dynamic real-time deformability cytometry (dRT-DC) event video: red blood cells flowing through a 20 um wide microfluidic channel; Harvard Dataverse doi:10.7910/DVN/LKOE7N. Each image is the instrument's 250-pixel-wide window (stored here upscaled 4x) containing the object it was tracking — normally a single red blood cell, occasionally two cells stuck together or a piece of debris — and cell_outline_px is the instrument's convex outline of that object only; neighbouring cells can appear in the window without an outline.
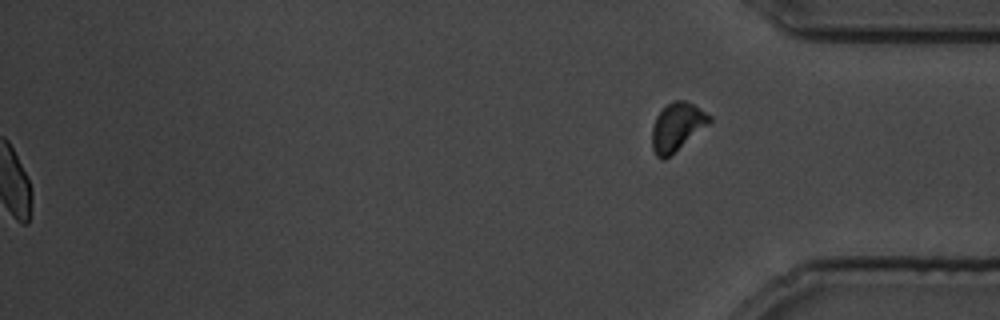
{"species": "common noctule bat (a hibernating species)", "species_latin": "Nyctalus noctula", "temperature_condition": "cold", "stored_images_in_passage": 128, "camera_frame_rate_fps": 3000, "um_per_image_px": 0.085, "animal": {"sex": "male", "body_mass_g": 19.5, "forearm_length_mm": 54.6}, "frame": {"image": 1, "passage_image": 128, "time_ms": 42.333, "image_size_px": [1000, 320], "cell_outline_px": [[712, 120], [708, 124], [664, 160], [660, 160], [656, 156], [652, 148], [652, 128], [656, 116], [672, 100], [684, 100], [692, 104], [712, 116]], "centroid_in_image_um": [57.52, 10.78], "position_along_channel_um": 377.7, "area_um2": 15.78}}